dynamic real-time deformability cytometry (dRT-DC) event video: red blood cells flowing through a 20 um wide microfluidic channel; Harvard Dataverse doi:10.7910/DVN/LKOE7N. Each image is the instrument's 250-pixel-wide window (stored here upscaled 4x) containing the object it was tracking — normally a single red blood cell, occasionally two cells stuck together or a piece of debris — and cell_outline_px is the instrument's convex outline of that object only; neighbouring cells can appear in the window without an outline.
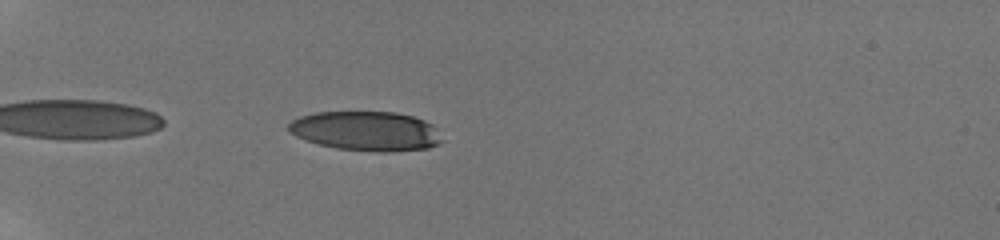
{"species": "human", "species_latin": "Homo sapiens", "temperature_condition": "room temperature", "stored_images_in_passage": 40, "camera_frame_rate_fps": 3000, "um_per_image_px": 0.085, "donor": {"sex": "male"}, "frame": {"image": 1, "passage_image": 3, "time_ms": 0.667, "image_size_px": [1000, 240], "cell_outline_px": [[444, 140], [440, 144], [428, 148], [388, 152], [376, 152], [336, 148], [304, 140], [288, 132], [288, 124], [292, 120], [300, 116], [316, 112], [396, 112], [412, 116], [424, 120], [432, 124]], "centroid_in_image_um": [31.12, 11.14], "position_along_channel_um": 53.9, "area_um2": 35.49}}
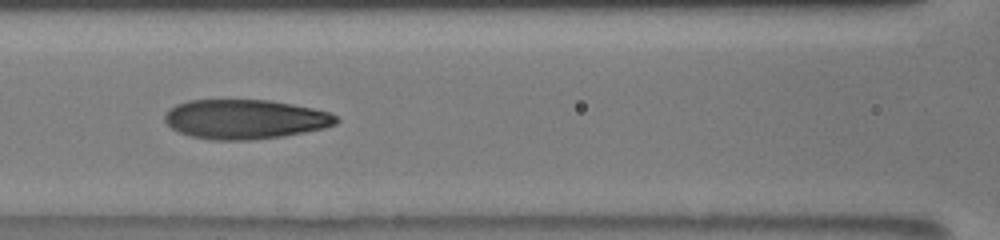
{"frame": {"image": 2, "passage_image": 13, "time_ms": 4.0, "image_size_px": [1000, 240], "cell_outline_px": [[340, 120], [336, 124], [324, 128], [284, 136], [252, 140], [212, 140], [192, 136], [180, 132], [172, 128], [164, 120], [164, 116], [168, 108], [176, 104], [188, 100], [272, 100], [312, 108], [328, 112], [336, 116]], "centroid_in_image_um": [20.82, 10.13], "position_along_channel_um": 145.8, "area_um2": 39.54}}
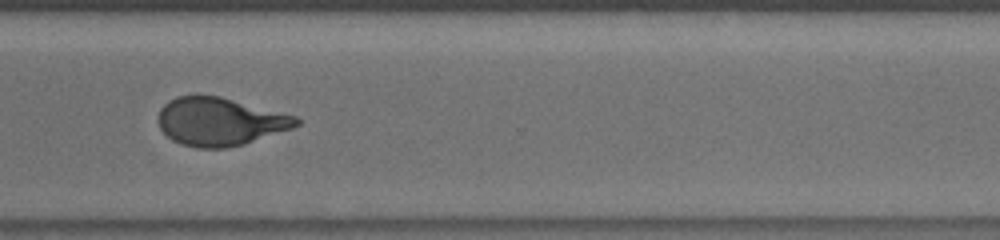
{"frame": {"image": 3, "passage_image": 29, "time_ms": 9.333, "image_size_px": [1000, 240], "cell_outline_px": [[300, 124], [292, 128], [244, 144], [224, 148], [196, 148], [180, 144], [172, 140], [160, 128], [156, 120], [160, 108], [168, 100], [176, 96], [196, 92], [220, 96], [296, 116], [300, 120]], "centroid_in_image_um": [18.62, 10.3], "position_along_channel_um": 352.0, "area_um2": 39.3}, "authors_computed_cell_mechanics": {"area_um2": 38.8416, "velocity_mm_per_s": 3.8766, "shape_relaxation_time_tau1_ms": 4.6244, "shape_relaxation_time_tau2_ms": 1.2267, "deformation_change_tau1": 0.2131, "deformation_change_tau2": 0.0854}}